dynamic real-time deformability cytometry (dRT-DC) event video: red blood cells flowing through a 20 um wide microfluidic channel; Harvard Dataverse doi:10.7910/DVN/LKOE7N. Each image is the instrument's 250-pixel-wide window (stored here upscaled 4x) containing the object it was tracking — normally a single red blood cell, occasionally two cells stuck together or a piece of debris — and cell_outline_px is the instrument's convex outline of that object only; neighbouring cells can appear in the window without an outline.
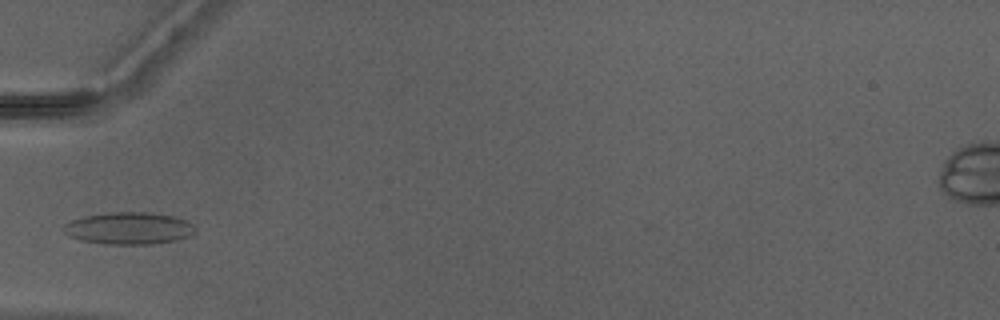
{"species": "Egyptian fruit bat (a non-hibernating species)", "species_latin": "Rousettus aegyptiacus", "temperature_condition": "warm", "stored_images_in_passage": 3, "camera_frame_rate_fps": 3000, "um_per_image_px": 0.085, "animal": {"sex": "male"}, "frame": {"image": 1, "passage_image": 1, "time_ms": 0.0, "image_size_px": [1000, 320], "cell_outline_px": [[196, 232], [188, 236], [176, 240], [152, 244], [104, 244], [80, 240], [68, 236], [60, 228], [64, 224], [72, 220], [84, 216], [108, 212], [152, 212], [176, 216], [188, 220], [196, 228]], "centroid_in_image_um": [10.95, 19.39], "position_along_channel_um": 74.0, "area_um2": 25.03}}